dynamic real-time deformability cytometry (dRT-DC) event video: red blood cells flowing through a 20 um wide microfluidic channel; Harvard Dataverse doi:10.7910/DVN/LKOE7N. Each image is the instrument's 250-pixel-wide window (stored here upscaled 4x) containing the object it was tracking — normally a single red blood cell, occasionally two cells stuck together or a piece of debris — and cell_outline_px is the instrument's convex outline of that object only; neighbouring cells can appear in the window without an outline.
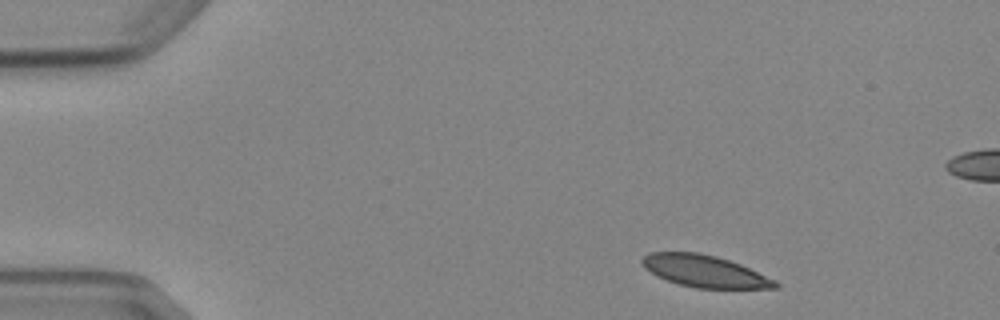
{"species": "Egyptian fruit bat (a non-hibernating species)", "species_latin": "Rousettus aegyptiacus", "temperature_condition": "cold", "stored_images_in_passage": 4, "camera_frame_rate_fps": 3000, "um_per_image_px": 0.085, "animal": {"sex": "female"}, "frame": {"image": 1, "passage_image": 1, "time_ms": 0.0, "image_size_px": [1000, 320], "cell_outline_px": [[780, 288], [696, 288], [680, 284], [668, 280], [644, 268], [640, 260], [648, 252], [700, 252], [716, 256], [740, 264], [776, 280], [780, 284]], "centroid_in_image_um": [59.91, 23.04], "position_along_channel_um": 25.1, "area_um2": 24.62}}